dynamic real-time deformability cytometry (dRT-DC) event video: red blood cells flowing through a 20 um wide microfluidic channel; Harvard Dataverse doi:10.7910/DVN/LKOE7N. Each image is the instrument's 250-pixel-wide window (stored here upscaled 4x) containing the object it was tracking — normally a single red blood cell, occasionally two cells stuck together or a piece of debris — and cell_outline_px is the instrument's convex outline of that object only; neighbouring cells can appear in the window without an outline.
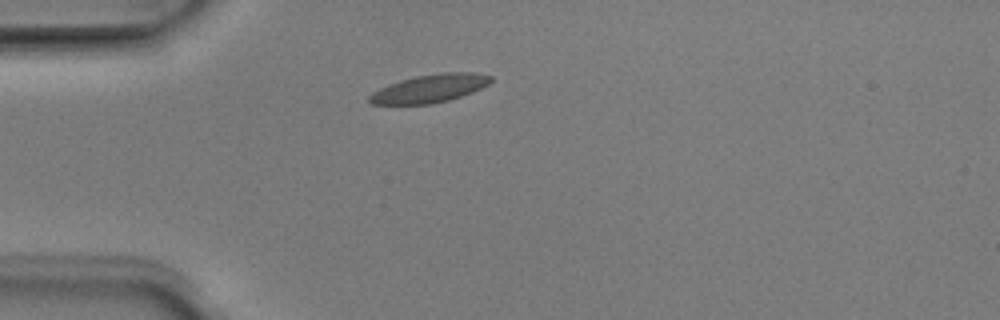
{"species": "Egyptian fruit bat (a non-hibernating species)", "species_latin": "Rousettus aegyptiacus", "temperature_condition": "room temperature", "stored_images_in_passage": 3, "camera_frame_rate_fps": 3000, "um_per_image_px": 0.085, "animal": {"sex": "male"}, "frame": {"image": 1, "passage_image": 1, "time_ms": 0.0, "image_size_px": [1000, 320], "cell_outline_px": [[492, 80], [488, 84], [472, 92], [448, 100], [432, 104], [372, 104], [368, 100], [368, 96], [372, 92], [388, 84], [400, 80], [416, 76], [440, 72], [476, 72], [492, 76]], "centroid_in_image_um": [36.52, 7.51], "position_along_channel_um": 48.5, "area_um2": 19.88}}
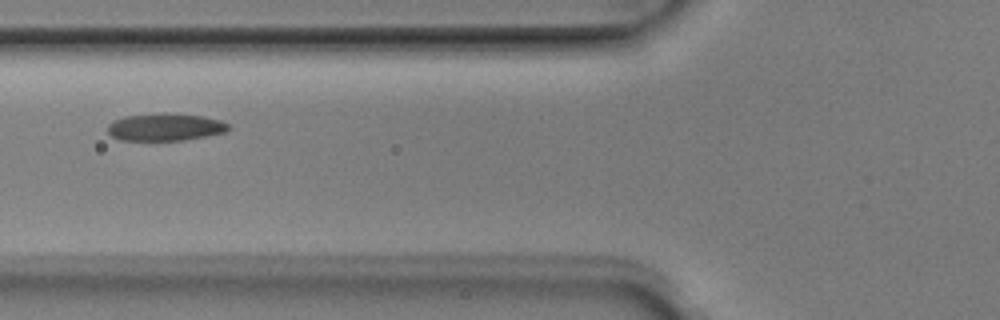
{"frame": {"image": 2, "passage_image": 3, "time_ms": 0.667, "image_size_px": [1000, 320], "cell_outline_px": [[228, 128], [224, 132], [184, 140], [120, 140], [112, 136], [108, 132], [108, 124], [112, 120], [124, 116], [168, 112], [204, 116], [220, 120], [228, 124]], "centroid_in_image_um": [14.0, 10.78], "position_along_channel_um": 111.8, "area_um2": 19.31}}